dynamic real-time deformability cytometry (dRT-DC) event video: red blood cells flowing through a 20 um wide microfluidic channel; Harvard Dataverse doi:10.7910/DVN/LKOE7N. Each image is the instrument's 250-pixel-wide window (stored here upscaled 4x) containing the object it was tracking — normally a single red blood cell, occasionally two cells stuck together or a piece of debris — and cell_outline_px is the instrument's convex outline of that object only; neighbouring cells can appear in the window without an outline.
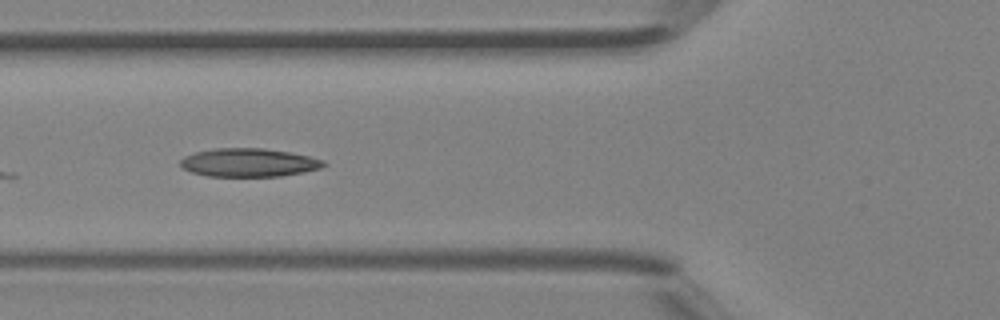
{"species": "Egyptian fruit bat (a non-hibernating species)", "species_latin": "Rousettus aegyptiacus", "temperature_condition": "room temperature", "stored_images_in_passage": 5, "camera_frame_rate_fps": 3000, "um_per_image_px": 0.085, "animal": {"sex": "female"}, "frame": {"image": 1, "passage_image": 5, "time_ms": 1.333, "image_size_px": [1000, 320], "cell_outline_px": [[328, 164], [320, 168], [280, 176], [208, 176], [192, 172], [184, 168], [180, 164], [180, 160], [184, 156], [196, 152], [212, 148], [264, 148], [288, 152], [308, 156], [324, 160]], "centroid_in_image_um": [21.13, 13.81], "position_along_channel_um": 104.7, "area_um2": 23.52}}